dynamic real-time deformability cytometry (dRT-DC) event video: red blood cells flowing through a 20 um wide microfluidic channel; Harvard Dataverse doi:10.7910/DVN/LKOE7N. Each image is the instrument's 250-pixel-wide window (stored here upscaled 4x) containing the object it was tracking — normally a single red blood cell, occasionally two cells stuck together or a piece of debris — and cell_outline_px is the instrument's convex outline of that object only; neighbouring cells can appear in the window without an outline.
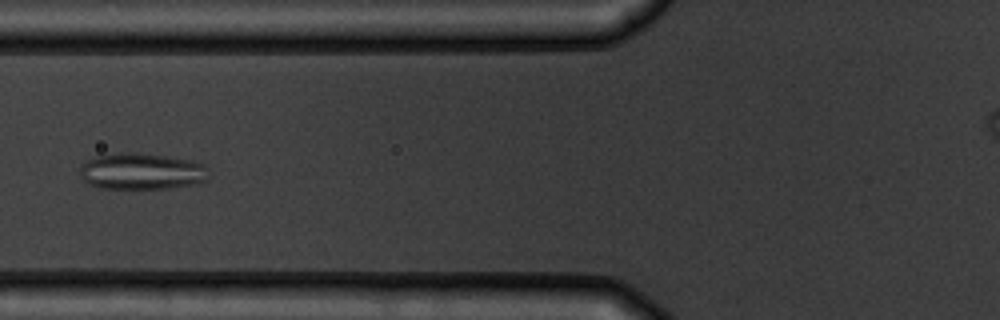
{"species": "common noctule bat (a hibernating species)", "species_latin": "Nyctalus noctula", "temperature_condition": "warm", "stored_images_in_passage": 6, "camera_frame_rate_fps": 3000, "um_per_image_px": 0.085, "animal": {"sex": "male", "body_mass_g": 19.5, "forearm_length_mm": 54.6}, "frame": {"image": 1, "passage_image": 6, "time_ms": 5.667, "image_size_px": [1000, 320], "cell_outline_px": [[204, 180], [200, 184], [168, 188], [100, 188], [88, 184], [80, 176], [80, 164], [96, 156], [120, 152], [136, 152], [192, 160], [204, 164]], "centroid_in_image_um": [11.97, 14.56], "position_along_channel_um": 113.8, "area_um2": 27.22}}